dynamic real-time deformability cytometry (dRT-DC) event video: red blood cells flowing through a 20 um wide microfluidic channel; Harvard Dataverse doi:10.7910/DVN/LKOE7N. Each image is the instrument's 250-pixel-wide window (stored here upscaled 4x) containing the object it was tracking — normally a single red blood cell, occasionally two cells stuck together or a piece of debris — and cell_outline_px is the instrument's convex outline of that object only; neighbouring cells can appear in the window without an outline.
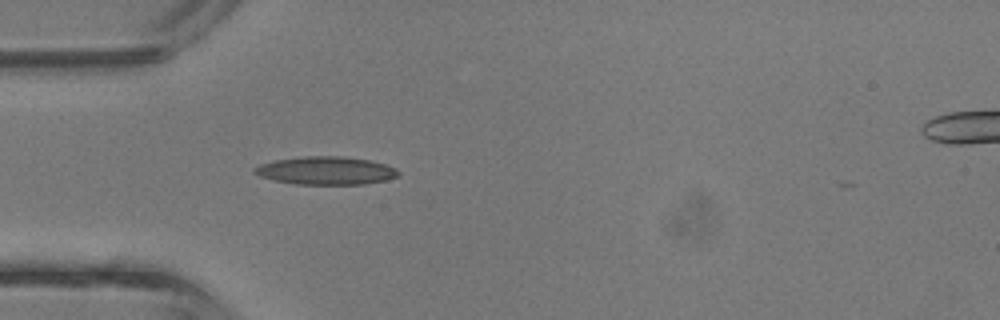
{"species": "common noctule bat (a hibernating species)", "species_latin": "Nyctalus noctula", "temperature_condition": "room temperature", "stored_images_in_passage": 5, "camera_frame_rate_fps": 3000, "um_per_image_px": 0.085, "animal": {"sex": "male", "body_mass_g": 13.3}, "frame": {"image": 1, "passage_image": 5, "time_ms": 1.333, "image_size_px": [1000, 320], "cell_outline_px": [[400, 176], [388, 180], [364, 184], [296, 184], [276, 180], [260, 176], [252, 172], [252, 168], [260, 164], [276, 160], [304, 156], [344, 156], [368, 160], [384, 164], [396, 168], [400, 172]], "centroid_in_image_um": [27.73, 14.5], "position_along_channel_um": 57.3, "area_um2": 23.52}}